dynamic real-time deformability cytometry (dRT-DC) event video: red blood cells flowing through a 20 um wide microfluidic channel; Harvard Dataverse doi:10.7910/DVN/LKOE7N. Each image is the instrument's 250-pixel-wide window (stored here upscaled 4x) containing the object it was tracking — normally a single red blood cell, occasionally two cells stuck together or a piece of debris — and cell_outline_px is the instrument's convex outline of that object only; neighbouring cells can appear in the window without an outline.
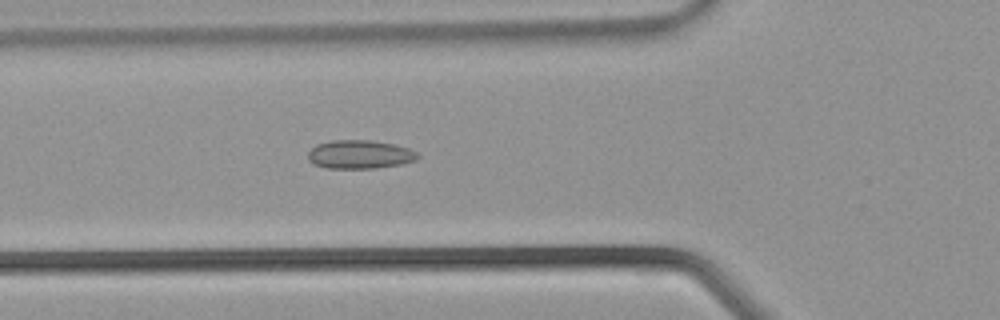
{"species": "common noctule bat (a hibernating species)", "species_latin": "Nyctalus noctula", "temperature_condition": "warm", "stored_images_in_passage": 37, "camera_frame_rate_fps": 3000, "um_per_image_px": 0.085, "animal": {"sex": "male", "body_mass_g": 21.5, "forearm_length_mm": 52.0}, "frame": {"image": 1, "passage_image": 13, "time_ms": 4.0, "image_size_px": [1000, 320], "cell_outline_px": [[420, 156], [416, 160], [400, 164], [376, 168], [328, 168], [312, 164], [308, 160], [308, 152], [316, 144], [332, 140], [372, 140], [392, 144], [408, 148], [416, 152]], "centroid_in_image_um": [30.55, 13.12], "position_along_channel_um": 95.2, "area_um2": 18.26}}
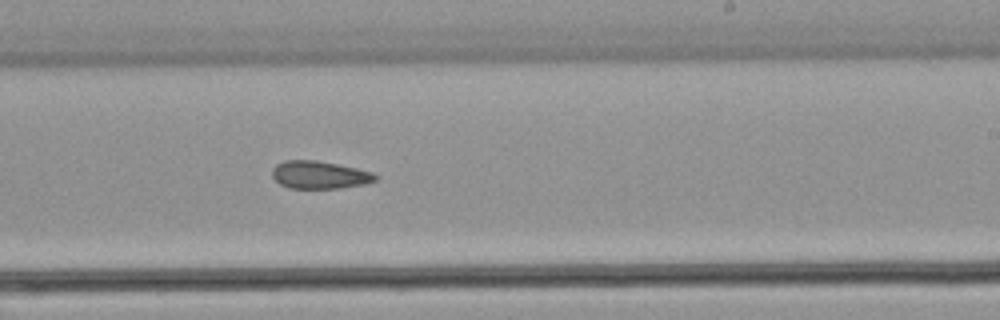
{"frame": {"image": 2, "passage_image": 22, "time_ms": 7.0, "image_size_px": [1000, 320], "cell_outline_px": [[380, 176], [376, 180], [364, 184], [340, 188], [288, 188], [280, 184], [272, 176], [272, 168], [276, 164], [284, 160], [316, 160], [356, 168], [372, 172]], "centroid_in_image_um": [27.15, 14.86], "position_along_channel_um": 261.9, "area_um2": 16.7}}
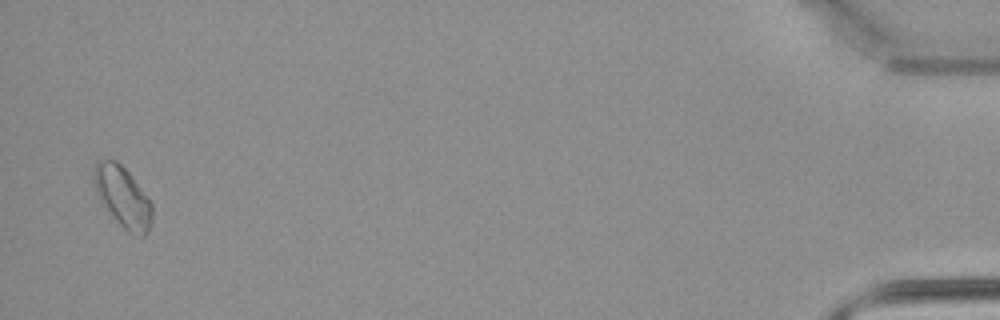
{"frame": {"image": 3, "passage_image": 36, "time_ms": 11.667, "image_size_px": [1000, 320], "cell_outline_px": [[152, 220], [148, 232], [144, 236], [140, 236], [128, 232], [108, 212], [100, 200], [92, 180], [92, 168], [96, 160], [116, 160], [128, 172], [152, 204]], "centroid_in_image_um": [10.4, 16.72], "position_along_channel_um": 424.8, "area_um2": 20.52}}